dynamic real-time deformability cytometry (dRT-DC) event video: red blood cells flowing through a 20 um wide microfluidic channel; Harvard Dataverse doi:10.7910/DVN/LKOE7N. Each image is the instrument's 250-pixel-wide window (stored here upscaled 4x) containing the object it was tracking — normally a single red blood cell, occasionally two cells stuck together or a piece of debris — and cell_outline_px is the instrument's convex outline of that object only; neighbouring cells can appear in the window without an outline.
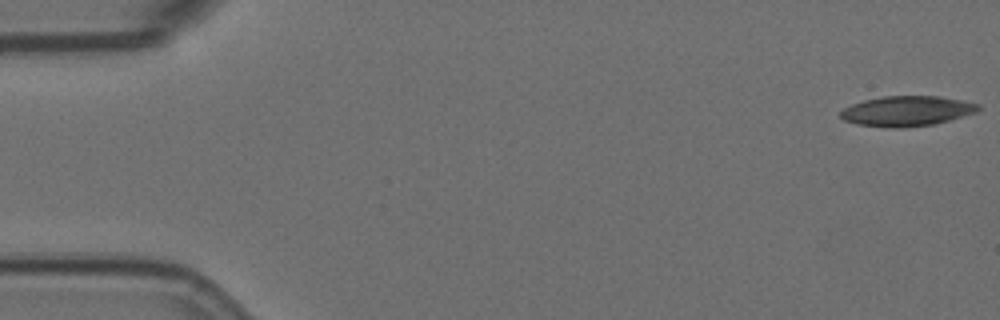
{"species": "Egyptian fruit bat (a non-hibernating species)", "species_latin": "Rousettus aegyptiacus", "temperature_condition": "room temperature", "stored_images_in_passage": 6, "camera_frame_rate_fps": 3000, "um_per_image_px": 0.085, "animal": {"sex": "female"}, "frame": {"image": 1, "passage_image": 1, "time_ms": 0.0, "image_size_px": [1000, 320], "cell_outline_px": [[980, 108], [976, 112], [936, 124], [904, 128], [888, 128], [856, 124], [844, 120], [840, 116], [840, 112], [844, 108], [852, 104], [864, 100], [884, 96], [940, 96], [980, 104]], "centroid_in_image_um": [77.07, 9.45], "position_along_channel_um": 7.9, "area_um2": 24.28}}
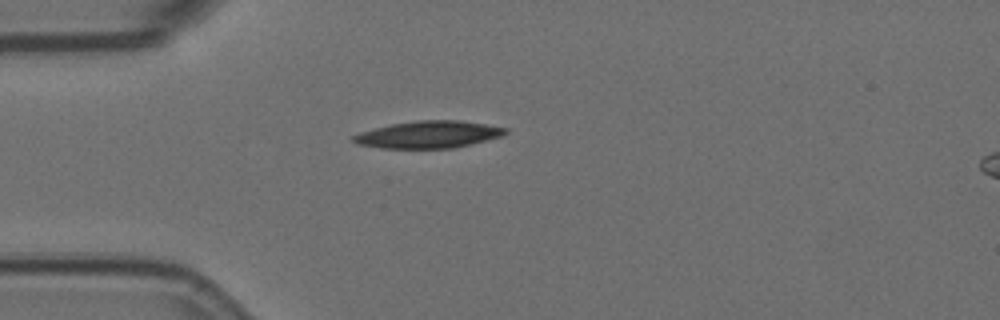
{"frame": {"image": 2, "passage_image": 5, "time_ms": 1.333, "image_size_px": [1000, 320], "cell_outline_px": [[508, 132], [504, 136], [472, 144], [452, 148], [380, 148], [360, 144], [352, 140], [352, 136], [360, 132], [392, 124], [416, 120], [460, 120], [508, 128]], "centroid_in_image_um": [36.48, 11.43], "position_along_channel_um": 48.5, "area_um2": 23.99}}